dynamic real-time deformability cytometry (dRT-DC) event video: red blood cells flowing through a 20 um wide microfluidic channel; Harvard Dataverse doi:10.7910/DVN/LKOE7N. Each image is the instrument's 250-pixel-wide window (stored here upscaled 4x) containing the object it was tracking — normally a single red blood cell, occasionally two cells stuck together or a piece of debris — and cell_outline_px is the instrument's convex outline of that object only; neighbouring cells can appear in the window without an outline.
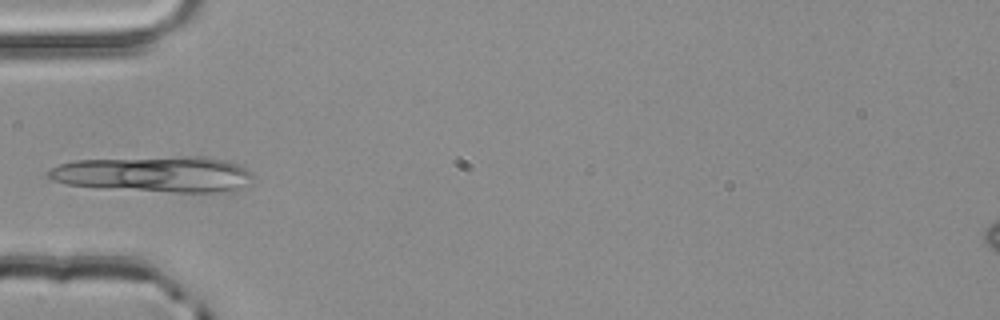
{"species": "common noctule bat (a hibernating species)", "species_latin": "Nyctalus noctula", "temperature_condition": "room temperature", "stored_images_in_passage": 3, "camera_frame_rate_fps": 3000, "um_per_image_px": 0.085, "animal": {"sex": "male", "body_mass_g": 20.4}, "frame": {"image": 1, "passage_image": 3, "time_ms": 0.667, "image_size_px": [1000, 320], "cell_outline_px": [[252, 176], [236, 192], [168, 192], [100, 188], [68, 184], [52, 180], [44, 176], [44, 172], [60, 164], [76, 160], [180, 156], [208, 156], [224, 160], [236, 164], [252, 172]], "centroid_in_image_um": [13.09, 14.8], "position_along_channel_um": 71.9, "area_um2": 43.12}}